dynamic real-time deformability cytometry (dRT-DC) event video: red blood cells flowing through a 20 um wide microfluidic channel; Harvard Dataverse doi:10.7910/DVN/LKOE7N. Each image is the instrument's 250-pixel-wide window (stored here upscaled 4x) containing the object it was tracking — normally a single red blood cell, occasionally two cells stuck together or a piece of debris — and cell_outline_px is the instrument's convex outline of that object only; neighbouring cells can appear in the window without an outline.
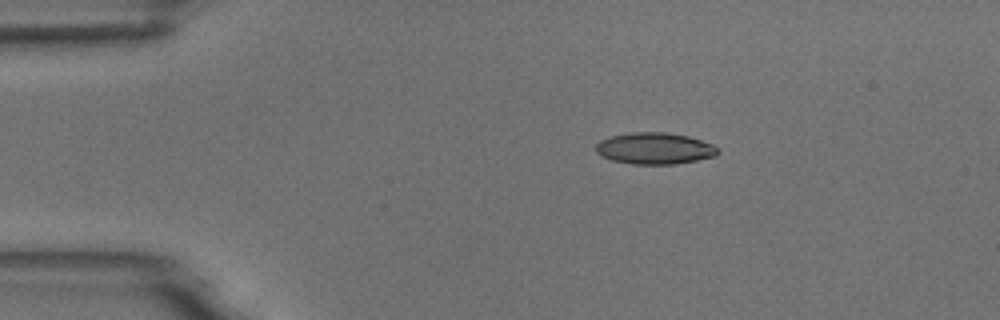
{"species": "common noctule bat (a hibernating species)", "species_latin": "Nyctalus noctula", "temperature_condition": "room temperature", "stored_images_in_passage": 2, "camera_frame_rate_fps": 3000, "um_per_image_px": 0.085, "animal": {"sex": "male", "body_mass_g": 18.8}, "frame": {"image": 1, "passage_image": 1, "time_ms": 0.0, "image_size_px": [1000, 320], "cell_outline_px": [[720, 152], [716, 156], [676, 164], [632, 164], [612, 160], [600, 156], [596, 152], [596, 144], [600, 140], [612, 136], [632, 132], [664, 132], [688, 136], [712, 144], [720, 148]], "centroid_in_image_um": [55.66, 12.62], "position_along_channel_um": 29.3, "area_um2": 22.48}}